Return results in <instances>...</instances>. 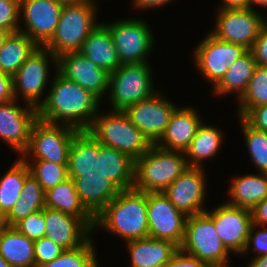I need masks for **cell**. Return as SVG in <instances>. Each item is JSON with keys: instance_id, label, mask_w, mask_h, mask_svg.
Here are the masks:
<instances>
[{"instance_id": "1", "label": "cell", "mask_w": 267, "mask_h": 267, "mask_svg": "<svg viewBox=\"0 0 267 267\" xmlns=\"http://www.w3.org/2000/svg\"><path fill=\"white\" fill-rule=\"evenodd\" d=\"M53 72L56 74H53L50 91L37 109L38 119L52 124L69 125L80 131L88 130L101 111V101L57 70Z\"/></svg>"}, {"instance_id": "2", "label": "cell", "mask_w": 267, "mask_h": 267, "mask_svg": "<svg viewBox=\"0 0 267 267\" xmlns=\"http://www.w3.org/2000/svg\"><path fill=\"white\" fill-rule=\"evenodd\" d=\"M98 227L125 242L149 237L147 193L121 190L95 217L93 232Z\"/></svg>"}, {"instance_id": "3", "label": "cell", "mask_w": 267, "mask_h": 267, "mask_svg": "<svg viewBox=\"0 0 267 267\" xmlns=\"http://www.w3.org/2000/svg\"><path fill=\"white\" fill-rule=\"evenodd\" d=\"M187 168L184 152L152 145L135 160L133 188L145 193L163 192Z\"/></svg>"}, {"instance_id": "4", "label": "cell", "mask_w": 267, "mask_h": 267, "mask_svg": "<svg viewBox=\"0 0 267 267\" xmlns=\"http://www.w3.org/2000/svg\"><path fill=\"white\" fill-rule=\"evenodd\" d=\"M88 131L100 144L121 151L134 160L152 146L121 110L99 111Z\"/></svg>"}, {"instance_id": "5", "label": "cell", "mask_w": 267, "mask_h": 267, "mask_svg": "<svg viewBox=\"0 0 267 267\" xmlns=\"http://www.w3.org/2000/svg\"><path fill=\"white\" fill-rule=\"evenodd\" d=\"M95 2L97 1L88 0L64 5L56 31L44 47L56 57L66 52L79 51L85 39L98 25V6Z\"/></svg>"}, {"instance_id": "6", "label": "cell", "mask_w": 267, "mask_h": 267, "mask_svg": "<svg viewBox=\"0 0 267 267\" xmlns=\"http://www.w3.org/2000/svg\"><path fill=\"white\" fill-rule=\"evenodd\" d=\"M149 62L123 64L109 75L108 99L111 110L123 111L129 105L146 100L157 91Z\"/></svg>"}, {"instance_id": "7", "label": "cell", "mask_w": 267, "mask_h": 267, "mask_svg": "<svg viewBox=\"0 0 267 267\" xmlns=\"http://www.w3.org/2000/svg\"><path fill=\"white\" fill-rule=\"evenodd\" d=\"M57 70V57L45 47H37L18 71L12 76L14 99L22 98L23 105H30L38 109L45 98L42 94L50 78V62ZM21 95V96H19ZM42 99V100H41Z\"/></svg>"}, {"instance_id": "8", "label": "cell", "mask_w": 267, "mask_h": 267, "mask_svg": "<svg viewBox=\"0 0 267 267\" xmlns=\"http://www.w3.org/2000/svg\"><path fill=\"white\" fill-rule=\"evenodd\" d=\"M79 131L69 125L52 124L38 119L31 129L28 147L21 158L68 164L70 147Z\"/></svg>"}, {"instance_id": "9", "label": "cell", "mask_w": 267, "mask_h": 267, "mask_svg": "<svg viewBox=\"0 0 267 267\" xmlns=\"http://www.w3.org/2000/svg\"><path fill=\"white\" fill-rule=\"evenodd\" d=\"M182 251L207 265L230 262V252L223 245L214 222L205 214L189 215L185 225Z\"/></svg>"}, {"instance_id": "10", "label": "cell", "mask_w": 267, "mask_h": 267, "mask_svg": "<svg viewBox=\"0 0 267 267\" xmlns=\"http://www.w3.org/2000/svg\"><path fill=\"white\" fill-rule=\"evenodd\" d=\"M147 21L139 18L115 20L104 24L112 35L118 59L123 64L148 62L154 46V35Z\"/></svg>"}, {"instance_id": "11", "label": "cell", "mask_w": 267, "mask_h": 267, "mask_svg": "<svg viewBox=\"0 0 267 267\" xmlns=\"http://www.w3.org/2000/svg\"><path fill=\"white\" fill-rule=\"evenodd\" d=\"M216 12V25L210 33L222 41L242 45L248 50L265 27V17L251 8L217 9Z\"/></svg>"}, {"instance_id": "12", "label": "cell", "mask_w": 267, "mask_h": 267, "mask_svg": "<svg viewBox=\"0 0 267 267\" xmlns=\"http://www.w3.org/2000/svg\"><path fill=\"white\" fill-rule=\"evenodd\" d=\"M194 49V65L213 88L230 65L248 51L244 46L222 41L210 32Z\"/></svg>"}, {"instance_id": "13", "label": "cell", "mask_w": 267, "mask_h": 267, "mask_svg": "<svg viewBox=\"0 0 267 267\" xmlns=\"http://www.w3.org/2000/svg\"><path fill=\"white\" fill-rule=\"evenodd\" d=\"M147 215L150 238L168 240L181 246L188 216L177 209L163 192L147 193Z\"/></svg>"}, {"instance_id": "14", "label": "cell", "mask_w": 267, "mask_h": 267, "mask_svg": "<svg viewBox=\"0 0 267 267\" xmlns=\"http://www.w3.org/2000/svg\"><path fill=\"white\" fill-rule=\"evenodd\" d=\"M162 95L157 91L150 98L129 105L123 110L152 145L160 140L174 110L178 107Z\"/></svg>"}, {"instance_id": "15", "label": "cell", "mask_w": 267, "mask_h": 267, "mask_svg": "<svg viewBox=\"0 0 267 267\" xmlns=\"http://www.w3.org/2000/svg\"><path fill=\"white\" fill-rule=\"evenodd\" d=\"M204 213L214 222L226 249L230 253L241 255L252 225L251 210L222 202L211 211L207 209Z\"/></svg>"}, {"instance_id": "16", "label": "cell", "mask_w": 267, "mask_h": 267, "mask_svg": "<svg viewBox=\"0 0 267 267\" xmlns=\"http://www.w3.org/2000/svg\"><path fill=\"white\" fill-rule=\"evenodd\" d=\"M63 6L56 0H20V20H24V29L20 23L19 31L39 47H44L56 31Z\"/></svg>"}, {"instance_id": "17", "label": "cell", "mask_w": 267, "mask_h": 267, "mask_svg": "<svg viewBox=\"0 0 267 267\" xmlns=\"http://www.w3.org/2000/svg\"><path fill=\"white\" fill-rule=\"evenodd\" d=\"M205 174L202 167H188L163 194L187 216L202 214L208 209L204 208L208 190Z\"/></svg>"}, {"instance_id": "18", "label": "cell", "mask_w": 267, "mask_h": 267, "mask_svg": "<svg viewBox=\"0 0 267 267\" xmlns=\"http://www.w3.org/2000/svg\"><path fill=\"white\" fill-rule=\"evenodd\" d=\"M17 99L0 104V138L21 154L27 149L30 133L38 120V110L28 104L22 107Z\"/></svg>"}, {"instance_id": "19", "label": "cell", "mask_w": 267, "mask_h": 267, "mask_svg": "<svg viewBox=\"0 0 267 267\" xmlns=\"http://www.w3.org/2000/svg\"><path fill=\"white\" fill-rule=\"evenodd\" d=\"M56 67L62 76L78 83L100 101L108 94L110 74L105 69L97 67L79 51L59 55Z\"/></svg>"}, {"instance_id": "20", "label": "cell", "mask_w": 267, "mask_h": 267, "mask_svg": "<svg viewBox=\"0 0 267 267\" xmlns=\"http://www.w3.org/2000/svg\"><path fill=\"white\" fill-rule=\"evenodd\" d=\"M46 224L45 237L64 250L82 246L92 235L93 230L81 219L59 210L44 208Z\"/></svg>"}, {"instance_id": "21", "label": "cell", "mask_w": 267, "mask_h": 267, "mask_svg": "<svg viewBox=\"0 0 267 267\" xmlns=\"http://www.w3.org/2000/svg\"><path fill=\"white\" fill-rule=\"evenodd\" d=\"M69 178H105L98 141L88 130L79 131L71 144L68 158Z\"/></svg>"}, {"instance_id": "22", "label": "cell", "mask_w": 267, "mask_h": 267, "mask_svg": "<svg viewBox=\"0 0 267 267\" xmlns=\"http://www.w3.org/2000/svg\"><path fill=\"white\" fill-rule=\"evenodd\" d=\"M202 121L195 108L178 106L163 135L155 145L166 150L185 152Z\"/></svg>"}, {"instance_id": "23", "label": "cell", "mask_w": 267, "mask_h": 267, "mask_svg": "<svg viewBox=\"0 0 267 267\" xmlns=\"http://www.w3.org/2000/svg\"><path fill=\"white\" fill-rule=\"evenodd\" d=\"M79 52L109 74L121 65L112 35L103 22H99L91 31Z\"/></svg>"}, {"instance_id": "24", "label": "cell", "mask_w": 267, "mask_h": 267, "mask_svg": "<svg viewBox=\"0 0 267 267\" xmlns=\"http://www.w3.org/2000/svg\"><path fill=\"white\" fill-rule=\"evenodd\" d=\"M131 267H163L179 249L168 240L142 238L125 242Z\"/></svg>"}, {"instance_id": "25", "label": "cell", "mask_w": 267, "mask_h": 267, "mask_svg": "<svg viewBox=\"0 0 267 267\" xmlns=\"http://www.w3.org/2000/svg\"><path fill=\"white\" fill-rule=\"evenodd\" d=\"M229 186L227 203L251 210L267 197V173H249L234 177Z\"/></svg>"}, {"instance_id": "26", "label": "cell", "mask_w": 267, "mask_h": 267, "mask_svg": "<svg viewBox=\"0 0 267 267\" xmlns=\"http://www.w3.org/2000/svg\"><path fill=\"white\" fill-rule=\"evenodd\" d=\"M45 207L81 218L94 228L95 217L82 204L71 178L46 191Z\"/></svg>"}, {"instance_id": "27", "label": "cell", "mask_w": 267, "mask_h": 267, "mask_svg": "<svg viewBox=\"0 0 267 267\" xmlns=\"http://www.w3.org/2000/svg\"><path fill=\"white\" fill-rule=\"evenodd\" d=\"M85 208L96 217L121 191L107 178H71Z\"/></svg>"}, {"instance_id": "28", "label": "cell", "mask_w": 267, "mask_h": 267, "mask_svg": "<svg viewBox=\"0 0 267 267\" xmlns=\"http://www.w3.org/2000/svg\"><path fill=\"white\" fill-rule=\"evenodd\" d=\"M219 129L204 122L199 125L195 137L184 152L188 167L204 168L203 162L212 160L219 153L224 142V134Z\"/></svg>"}, {"instance_id": "29", "label": "cell", "mask_w": 267, "mask_h": 267, "mask_svg": "<svg viewBox=\"0 0 267 267\" xmlns=\"http://www.w3.org/2000/svg\"><path fill=\"white\" fill-rule=\"evenodd\" d=\"M98 155H102L103 175L120 190H129L134 184L135 160L127 154L98 142Z\"/></svg>"}, {"instance_id": "30", "label": "cell", "mask_w": 267, "mask_h": 267, "mask_svg": "<svg viewBox=\"0 0 267 267\" xmlns=\"http://www.w3.org/2000/svg\"><path fill=\"white\" fill-rule=\"evenodd\" d=\"M0 255L11 267H36L34 240L13 226L0 234Z\"/></svg>"}, {"instance_id": "31", "label": "cell", "mask_w": 267, "mask_h": 267, "mask_svg": "<svg viewBox=\"0 0 267 267\" xmlns=\"http://www.w3.org/2000/svg\"><path fill=\"white\" fill-rule=\"evenodd\" d=\"M257 67L250 50L234 61L221 81L213 88L214 95L225 96L234 93L239 100L247 89L248 83Z\"/></svg>"}, {"instance_id": "32", "label": "cell", "mask_w": 267, "mask_h": 267, "mask_svg": "<svg viewBox=\"0 0 267 267\" xmlns=\"http://www.w3.org/2000/svg\"><path fill=\"white\" fill-rule=\"evenodd\" d=\"M37 47L25 33H10L0 49V71L13 76Z\"/></svg>"}, {"instance_id": "33", "label": "cell", "mask_w": 267, "mask_h": 267, "mask_svg": "<svg viewBox=\"0 0 267 267\" xmlns=\"http://www.w3.org/2000/svg\"><path fill=\"white\" fill-rule=\"evenodd\" d=\"M17 158L0 178V210L6 214L20 199L24 181L30 175L28 164L20 156Z\"/></svg>"}, {"instance_id": "34", "label": "cell", "mask_w": 267, "mask_h": 267, "mask_svg": "<svg viewBox=\"0 0 267 267\" xmlns=\"http://www.w3.org/2000/svg\"><path fill=\"white\" fill-rule=\"evenodd\" d=\"M238 104L237 117L239 118H242L252 107L267 104V67L257 65Z\"/></svg>"}, {"instance_id": "35", "label": "cell", "mask_w": 267, "mask_h": 267, "mask_svg": "<svg viewBox=\"0 0 267 267\" xmlns=\"http://www.w3.org/2000/svg\"><path fill=\"white\" fill-rule=\"evenodd\" d=\"M93 235L80 247L64 250L56 259L40 267H99Z\"/></svg>"}, {"instance_id": "36", "label": "cell", "mask_w": 267, "mask_h": 267, "mask_svg": "<svg viewBox=\"0 0 267 267\" xmlns=\"http://www.w3.org/2000/svg\"><path fill=\"white\" fill-rule=\"evenodd\" d=\"M32 175L44 191L54 188L68 179V164H56L47 160H24Z\"/></svg>"}, {"instance_id": "37", "label": "cell", "mask_w": 267, "mask_h": 267, "mask_svg": "<svg viewBox=\"0 0 267 267\" xmlns=\"http://www.w3.org/2000/svg\"><path fill=\"white\" fill-rule=\"evenodd\" d=\"M239 119L246 142L245 147L248 148L252 162L258 172L267 173V133L252 128L241 117Z\"/></svg>"}, {"instance_id": "38", "label": "cell", "mask_w": 267, "mask_h": 267, "mask_svg": "<svg viewBox=\"0 0 267 267\" xmlns=\"http://www.w3.org/2000/svg\"><path fill=\"white\" fill-rule=\"evenodd\" d=\"M13 227L32 240L45 237L46 224L44 219V209L21 219Z\"/></svg>"}, {"instance_id": "39", "label": "cell", "mask_w": 267, "mask_h": 267, "mask_svg": "<svg viewBox=\"0 0 267 267\" xmlns=\"http://www.w3.org/2000/svg\"><path fill=\"white\" fill-rule=\"evenodd\" d=\"M20 0H0V29L11 33L20 28Z\"/></svg>"}, {"instance_id": "40", "label": "cell", "mask_w": 267, "mask_h": 267, "mask_svg": "<svg viewBox=\"0 0 267 267\" xmlns=\"http://www.w3.org/2000/svg\"><path fill=\"white\" fill-rule=\"evenodd\" d=\"M64 249L52 240L43 237L41 239L34 240V256L36 267L51 262L56 259Z\"/></svg>"}, {"instance_id": "41", "label": "cell", "mask_w": 267, "mask_h": 267, "mask_svg": "<svg viewBox=\"0 0 267 267\" xmlns=\"http://www.w3.org/2000/svg\"><path fill=\"white\" fill-rule=\"evenodd\" d=\"M258 227H260L261 229ZM250 250H252L255 253V256H253L254 258L267 255V227L266 226H258L255 224L251 225L246 246L241 254L242 255L247 254L248 251Z\"/></svg>"}, {"instance_id": "42", "label": "cell", "mask_w": 267, "mask_h": 267, "mask_svg": "<svg viewBox=\"0 0 267 267\" xmlns=\"http://www.w3.org/2000/svg\"><path fill=\"white\" fill-rule=\"evenodd\" d=\"M46 192L39 182L29 175L23 184L20 193V202H27L33 204H45Z\"/></svg>"}, {"instance_id": "43", "label": "cell", "mask_w": 267, "mask_h": 267, "mask_svg": "<svg viewBox=\"0 0 267 267\" xmlns=\"http://www.w3.org/2000/svg\"><path fill=\"white\" fill-rule=\"evenodd\" d=\"M45 208V204H33L27 202H20V199L14 204L12 209L7 214L8 223L14 226L21 219L28 217L37 211Z\"/></svg>"}, {"instance_id": "44", "label": "cell", "mask_w": 267, "mask_h": 267, "mask_svg": "<svg viewBox=\"0 0 267 267\" xmlns=\"http://www.w3.org/2000/svg\"><path fill=\"white\" fill-rule=\"evenodd\" d=\"M242 119L252 128L267 132V104L252 107Z\"/></svg>"}, {"instance_id": "45", "label": "cell", "mask_w": 267, "mask_h": 267, "mask_svg": "<svg viewBox=\"0 0 267 267\" xmlns=\"http://www.w3.org/2000/svg\"><path fill=\"white\" fill-rule=\"evenodd\" d=\"M207 264L198 258L182 251L180 248L163 267H206Z\"/></svg>"}, {"instance_id": "46", "label": "cell", "mask_w": 267, "mask_h": 267, "mask_svg": "<svg viewBox=\"0 0 267 267\" xmlns=\"http://www.w3.org/2000/svg\"><path fill=\"white\" fill-rule=\"evenodd\" d=\"M250 51L255 58L256 64L258 66L267 67V28L264 27L255 42L253 43Z\"/></svg>"}, {"instance_id": "47", "label": "cell", "mask_w": 267, "mask_h": 267, "mask_svg": "<svg viewBox=\"0 0 267 267\" xmlns=\"http://www.w3.org/2000/svg\"><path fill=\"white\" fill-rule=\"evenodd\" d=\"M14 99L12 76L0 71V104Z\"/></svg>"}, {"instance_id": "48", "label": "cell", "mask_w": 267, "mask_h": 267, "mask_svg": "<svg viewBox=\"0 0 267 267\" xmlns=\"http://www.w3.org/2000/svg\"><path fill=\"white\" fill-rule=\"evenodd\" d=\"M252 224L267 226V197L251 209Z\"/></svg>"}, {"instance_id": "49", "label": "cell", "mask_w": 267, "mask_h": 267, "mask_svg": "<svg viewBox=\"0 0 267 267\" xmlns=\"http://www.w3.org/2000/svg\"><path fill=\"white\" fill-rule=\"evenodd\" d=\"M133 3L132 6L135 7V9L141 10H150L153 8H158L159 6H164L165 4L167 5L169 2L172 0H131Z\"/></svg>"}, {"instance_id": "50", "label": "cell", "mask_w": 267, "mask_h": 267, "mask_svg": "<svg viewBox=\"0 0 267 267\" xmlns=\"http://www.w3.org/2000/svg\"><path fill=\"white\" fill-rule=\"evenodd\" d=\"M218 9H246L249 8V0H221Z\"/></svg>"}, {"instance_id": "51", "label": "cell", "mask_w": 267, "mask_h": 267, "mask_svg": "<svg viewBox=\"0 0 267 267\" xmlns=\"http://www.w3.org/2000/svg\"><path fill=\"white\" fill-rule=\"evenodd\" d=\"M250 259V263L246 267H267V255Z\"/></svg>"}, {"instance_id": "52", "label": "cell", "mask_w": 267, "mask_h": 267, "mask_svg": "<svg viewBox=\"0 0 267 267\" xmlns=\"http://www.w3.org/2000/svg\"><path fill=\"white\" fill-rule=\"evenodd\" d=\"M10 227L7 214L0 210V234Z\"/></svg>"}, {"instance_id": "53", "label": "cell", "mask_w": 267, "mask_h": 267, "mask_svg": "<svg viewBox=\"0 0 267 267\" xmlns=\"http://www.w3.org/2000/svg\"><path fill=\"white\" fill-rule=\"evenodd\" d=\"M261 6L267 8V0H249V8L256 10L254 6Z\"/></svg>"}, {"instance_id": "54", "label": "cell", "mask_w": 267, "mask_h": 267, "mask_svg": "<svg viewBox=\"0 0 267 267\" xmlns=\"http://www.w3.org/2000/svg\"><path fill=\"white\" fill-rule=\"evenodd\" d=\"M11 32L7 31V30H4V29H0V49L2 48L6 38L8 37V35L10 34Z\"/></svg>"}, {"instance_id": "55", "label": "cell", "mask_w": 267, "mask_h": 267, "mask_svg": "<svg viewBox=\"0 0 267 267\" xmlns=\"http://www.w3.org/2000/svg\"><path fill=\"white\" fill-rule=\"evenodd\" d=\"M62 5L77 4L88 0H56Z\"/></svg>"}, {"instance_id": "56", "label": "cell", "mask_w": 267, "mask_h": 267, "mask_svg": "<svg viewBox=\"0 0 267 267\" xmlns=\"http://www.w3.org/2000/svg\"><path fill=\"white\" fill-rule=\"evenodd\" d=\"M0 267H11V265L0 255Z\"/></svg>"}, {"instance_id": "57", "label": "cell", "mask_w": 267, "mask_h": 267, "mask_svg": "<svg viewBox=\"0 0 267 267\" xmlns=\"http://www.w3.org/2000/svg\"><path fill=\"white\" fill-rule=\"evenodd\" d=\"M230 266L231 265L229 263H226V264H212V265H207L206 267H230Z\"/></svg>"}, {"instance_id": "58", "label": "cell", "mask_w": 267, "mask_h": 267, "mask_svg": "<svg viewBox=\"0 0 267 267\" xmlns=\"http://www.w3.org/2000/svg\"><path fill=\"white\" fill-rule=\"evenodd\" d=\"M265 27L267 28V17L265 18Z\"/></svg>"}]
</instances>
